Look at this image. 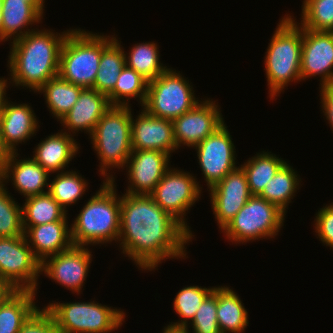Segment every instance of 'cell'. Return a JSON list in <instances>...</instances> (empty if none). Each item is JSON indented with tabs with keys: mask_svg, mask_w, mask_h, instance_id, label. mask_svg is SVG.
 <instances>
[{
	"mask_svg": "<svg viewBox=\"0 0 333 333\" xmlns=\"http://www.w3.org/2000/svg\"><path fill=\"white\" fill-rule=\"evenodd\" d=\"M41 262L35 257L25 235L0 237V279L13 290L37 291Z\"/></svg>",
	"mask_w": 333,
	"mask_h": 333,
	"instance_id": "obj_10",
	"label": "cell"
},
{
	"mask_svg": "<svg viewBox=\"0 0 333 333\" xmlns=\"http://www.w3.org/2000/svg\"><path fill=\"white\" fill-rule=\"evenodd\" d=\"M1 25H2V20H1V11H0V42H1Z\"/></svg>",
	"mask_w": 333,
	"mask_h": 333,
	"instance_id": "obj_47",
	"label": "cell"
},
{
	"mask_svg": "<svg viewBox=\"0 0 333 333\" xmlns=\"http://www.w3.org/2000/svg\"><path fill=\"white\" fill-rule=\"evenodd\" d=\"M148 82L134 69L125 66L118 77L115 88L107 96L109 103L111 106H129L130 99L138 98L143 106L146 100Z\"/></svg>",
	"mask_w": 333,
	"mask_h": 333,
	"instance_id": "obj_33",
	"label": "cell"
},
{
	"mask_svg": "<svg viewBox=\"0 0 333 333\" xmlns=\"http://www.w3.org/2000/svg\"><path fill=\"white\" fill-rule=\"evenodd\" d=\"M158 44L143 42L133 45L129 55L125 54L126 66L134 69L146 80L150 81L160 76L168 67L160 61Z\"/></svg>",
	"mask_w": 333,
	"mask_h": 333,
	"instance_id": "obj_32",
	"label": "cell"
},
{
	"mask_svg": "<svg viewBox=\"0 0 333 333\" xmlns=\"http://www.w3.org/2000/svg\"><path fill=\"white\" fill-rule=\"evenodd\" d=\"M170 155L158 150H132L128 158L126 194L150 195L170 168Z\"/></svg>",
	"mask_w": 333,
	"mask_h": 333,
	"instance_id": "obj_17",
	"label": "cell"
},
{
	"mask_svg": "<svg viewBox=\"0 0 333 333\" xmlns=\"http://www.w3.org/2000/svg\"><path fill=\"white\" fill-rule=\"evenodd\" d=\"M296 174L292 166L286 162L258 196L276 205L286 213L291 199L295 197L297 189L300 188L299 183L301 178Z\"/></svg>",
	"mask_w": 333,
	"mask_h": 333,
	"instance_id": "obj_30",
	"label": "cell"
},
{
	"mask_svg": "<svg viewBox=\"0 0 333 333\" xmlns=\"http://www.w3.org/2000/svg\"><path fill=\"white\" fill-rule=\"evenodd\" d=\"M3 182H0V237L24 235L22 207L10 196Z\"/></svg>",
	"mask_w": 333,
	"mask_h": 333,
	"instance_id": "obj_37",
	"label": "cell"
},
{
	"mask_svg": "<svg viewBox=\"0 0 333 333\" xmlns=\"http://www.w3.org/2000/svg\"><path fill=\"white\" fill-rule=\"evenodd\" d=\"M285 213L258 195H252L234 218L222 229L231 242L274 238L284 226Z\"/></svg>",
	"mask_w": 333,
	"mask_h": 333,
	"instance_id": "obj_8",
	"label": "cell"
},
{
	"mask_svg": "<svg viewBox=\"0 0 333 333\" xmlns=\"http://www.w3.org/2000/svg\"><path fill=\"white\" fill-rule=\"evenodd\" d=\"M315 216V232L320 241L333 249V203L320 208Z\"/></svg>",
	"mask_w": 333,
	"mask_h": 333,
	"instance_id": "obj_40",
	"label": "cell"
},
{
	"mask_svg": "<svg viewBox=\"0 0 333 333\" xmlns=\"http://www.w3.org/2000/svg\"><path fill=\"white\" fill-rule=\"evenodd\" d=\"M210 202L217 225L222 230L251 198L246 173L241 166L209 188Z\"/></svg>",
	"mask_w": 333,
	"mask_h": 333,
	"instance_id": "obj_15",
	"label": "cell"
},
{
	"mask_svg": "<svg viewBox=\"0 0 333 333\" xmlns=\"http://www.w3.org/2000/svg\"><path fill=\"white\" fill-rule=\"evenodd\" d=\"M71 132L52 134L42 140L34 149L33 159L50 174L65 171L66 166L78 153L79 144Z\"/></svg>",
	"mask_w": 333,
	"mask_h": 333,
	"instance_id": "obj_24",
	"label": "cell"
},
{
	"mask_svg": "<svg viewBox=\"0 0 333 333\" xmlns=\"http://www.w3.org/2000/svg\"><path fill=\"white\" fill-rule=\"evenodd\" d=\"M13 291V289L3 280L0 279V304Z\"/></svg>",
	"mask_w": 333,
	"mask_h": 333,
	"instance_id": "obj_44",
	"label": "cell"
},
{
	"mask_svg": "<svg viewBox=\"0 0 333 333\" xmlns=\"http://www.w3.org/2000/svg\"><path fill=\"white\" fill-rule=\"evenodd\" d=\"M213 99L197 103L190 111L172 120L173 136L177 148L195 147L223 123L219 106Z\"/></svg>",
	"mask_w": 333,
	"mask_h": 333,
	"instance_id": "obj_13",
	"label": "cell"
},
{
	"mask_svg": "<svg viewBox=\"0 0 333 333\" xmlns=\"http://www.w3.org/2000/svg\"><path fill=\"white\" fill-rule=\"evenodd\" d=\"M17 153L18 151L11 154L1 182L8 183L12 179L15 190L25 198L48 192L50 173L33 158L18 160ZM45 186L47 191L44 190Z\"/></svg>",
	"mask_w": 333,
	"mask_h": 333,
	"instance_id": "obj_23",
	"label": "cell"
},
{
	"mask_svg": "<svg viewBox=\"0 0 333 333\" xmlns=\"http://www.w3.org/2000/svg\"><path fill=\"white\" fill-rule=\"evenodd\" d=\"M321 77V87L333 83V31L303 28L301 81Z\"/></svg>",
	"mask_w": 333,
	"mask_h": 333,
	"instance_id": "obj_16",
	"label": "cell"
},
{
	"mask_svg": "<svg viewBox=\"0 0 333 333\" xmlns=\"http://www.w3.org/2000/svg\"><path fill=\"white\" fill-rule=\"evenodd\" d=\"M189 324L193 333H221L217 321V287L202 302Z\"/></svg>",
	"mask_w": 333,
	"mask_h": 333,
	"instance_id": "obj_38",
	"label": "cell"
},
{
	"mask_svg": "<svg viewBox=\"0 0 333 333\" xmlns=\"http://www.w3.org/2000/svg\"><path fill=\"white\" fill-rule=\"evenodd\" d=\"M195 176L183 170L171 167L157 183L154 191L150 194L158 206L176 219L191 235L187 225L186 211L198 200L201 195L199 182Z\"/></svg>",
	"mask_w": 333,
	"mask_h": 333,
	"instance_id": "obj_11",
	"label": "cell"
},
{
	"mask_svg": "<svg viewBox=\"0 0 333 333\" xmlns=\"http://www.w3.org/2000/svg\"><path fill=\"white\" fill-rule=\"evenodd\" d=\"M286 163L282 158L271 152L262 151L247 162L240 165L246 173L248 186L252 195H259L266 184L276 175Z\"/></svg>",
	"mask_w": 333,
	"mask_h": 333,
	"instance_id": "obj_31",
	"label": "cell"
},
{
	"mask_svg": "<svg viewBox=\"0 0 333 333\" xmlns=\"http://www.w3.org/2000/svg\"><path fill=\"white\" fill-rule=\"evenodd\" d=\"M44 3L26 2L25 0H0L1 42L8 39L14 42L32 31L28 26L41 22Z\"/></svg>",
	"mask_w": 333,
	"mask_h": 333,
	"instance_id": "obj_21",
	"label": "cell"
},
{
	"mask_svg": "<svg viewBox=\"0 0 333 333\" xmlns=\"http://www.w3.org/2000/svg\"><path fill=\"white\" fill-rule=\"evenodd\" d=\"M92 252L83 246H72L70 249L46 258L41 263V274L79 294L85 284ZM84 283V284H83Z\"/></svg>",
	"mask_w": 333,
	"mask_h": 333,
	"instance_id": "obj_14",
	"label": "cell"
},
{
	"mask_svg": "<svg viewBox=\"0 0 333 333\" xmlns=\"http://www.w3.org/2000/svg\"><path fill=\"white\" fill-rule=\"evenodd\" d=\"M49 303L45 308L53 316L59 333H108L125 322V313L94 301Z\"/></svg>",
	"mask_w": 333,
	"mask_h": 333,
	"instance_id": "obj_7",
	"label": "cell"
},
{
	"mask_svg": "<svg viewBox=\"0 0 333 333\" xmlns=\"http://www.w3.org/2000/svg\"><path fill=\"white\" fill-rule=\"evenodd\" d=\"M120 43L114 35L110 37L102 34V55L94 89L106 96L113 91L122 69L126 66V52Z\"/></svg>",
	"mask_w": 333,
	"mask_h": 333,
	"instance_id": "obj_25",
	"label": "cell"
},
{
	"mask_svg": "<svg viewBox=\"0 0 333 333\" xmlns=\"http://www.w3.org/2000/svg\"><path fill=\"white\" fill-rule=\"evenodd\" d=\"M61 33L32 29L22 38L10 42L8 56L10 79L14 86L37 92L51 78L58 76L62 44L71 31Z\"/></svg>",
	"mask_w": 333,
	"mask_h": 333,
	"instance_id": "obj_2",
	"label": "cell"
},
{
	"mask_svg": "<svg viewBox=\"0 0 333 333\" xmlns=\"http://www.w3.org/2000/svg\"><path fill=\"white\" fill-rule=\"evenodd\" d=\"M195 149L208 189L237 168L235 145L225 123L196 145Z\"/></svg>",
	"mask_w": 333,
	"mask_h": 333,
	"instance_id": "obj_12",
	"label": "cell"
},
{
	"mask_svg": "<svg viewBox=\"0 0 333 333\" xmlns=\"http://www.w3.org/2000/svg\"><path fill=\"white\" fill-rule=\"evenodd\" d=\"M192 88L180 71L167 68L156 79L148 82L142 108L152 116L173 120L200 102Z\"/></svg>",
	"mask_w": 333,
	"mask_h": 333,
	"instance_id": "obj_9",
	"label": "cell"
},
{
	"mask_svg": "<svg viewBox=\"0 0 333 333\" xmlns=\"http://www.w3.org/2000/svg\"><path fill=\"white\" fill-rule=\"evenodd\" d=\"M18 333H59L55 320L44 307H38L24 322Z\"/></svg>",
	"mask_w": 333,
	"mask_h": 333,
	"instance_id": "obj_39",
	"label": "cell"
},
{
	"mask_svg": "<svg viewBox=\"0 0 333 333\" xmlns=\"http://www.w3.org/2000/svg\"><path fill=\"white\" fill-rule=\"evenodd\" d=\"M79 173L73 170L57 173L49 182L48 193L67 212V206L76 203L88 187V182Z\"/></svg>",
	"mask_w": 333,
	"mask_h": 333,
	"instance_id": "obj_34",
	"label": "cell"
},
{
	"mask_svg": "<svg viewBox=\"0 0 333 333\" xmlns=\"http://www.w3.org/2000/svg\"><path fill=\"white\" fill-rule=\"evenodd\" d=\"M217 321L221 333H242L248 326V312L230 287H217Z\"/></svg>",
	"mask_w": 333,
	"mask_h": 333,
	"instance_id": "obj_27",
	"label": "cell"
},
{
	"mask_svg": "<svg viewBox=\"0 0 333 333\" xmlns=\"http://www.w3.org/2000/svg\"><path fill=\"white\" fill-rule=\"evenodd\" d=\"M115 184L104 180L100 189L86 202L72 226L70 225L74 246L118 242L121 197L117 196Z\"/></svg>",
	"mask_w": 333,
	"mask_h": 333,
	"instance_id": "obj_3",
	"label": "cell"
},
{
	"mask_svg": "<svg viewBox=\"0 0 333 333\" xmlns=\"http://www.w3.org/2000/svg\"><path fill=\"white\" fill-rule=\"evenodd\" d=\"M35 291L13 290L0 304V333H18L24 322L38 308Z\"/></svg>",
	"mask_w": 333,
	"mask_h": 333,
	"instance_id": "obj_26",
	"label": "cell"
},
{
	"mask_svg": "<svg viewBox=\"0 0 333 333\" xmlns=\"http://www.w3.org/2000/svg\"><path fill=\"white\" fill-rule=\"evenodd\" d=\"M320 90V99H321V104L322 112L324 113L326 120H328L332 131H333V83L329 85H325L322 87Z\"/></svg>",
	"mask_w": 333,
	"mask_h": 333,
	"instance_id": "obj_41",
	"label": "cell"
},
{
	"mask_svg": "<svg viewBox=\"0 0 333 333\" xmlns=\"http://www.w3.org/2000/svg\"><path fill=\"white\" fill-rule=\"evenodd\" d=\"M7 82H8L7 79L0 78V114H1V112L3 110L4 103H5L6 99H7V98H5L6 94H7L6 93V88H8L7 86L9 84Z\"/></svg>",
	"mask_w": 333,
	"mask_h": 333,
	"instance_id": "obj_43",
	"label": "cell"
},
{
	"mask_svg": "<svg viewBox=\"0 0 333 333\" xmlns=\"http://www.w3.org/2000/svg\"><path fill=\"white\" fill-rule=\"evenodd\" d=\"M102 55V35L72 29L61 52L58 75L82 88H93Z\"/></svg>",
	"mask_w": 333,
	"mask_h": 333,
	"instance_id": "obj_6",
	"label": "cell"
},
{
	"mask_svg": "<svg viewBox=\"0 0 333 333\" xmlns=\"http://www.w3.org/2000/svg\"><path fill=\"white\" fill-rule=\"evenodd\" d=\"M24 235L35 257L41 263L46 258L73 246L68 220L31 226L24 232Z\"/></svg>",
	"mask_w": 333,
	"mask_h": 333,
	"instance_id": "obj_22",
	"label": "cell"
},
{
	"mask_svg": "<svg viewBox=\"0 0 333 333\" xmlns=\"http://www.w3.org/2000/svg\"><path fill=\"white\" fill-rule=\"evenodd\" d=\"M84 88L62 79L59 75L51 78L37 92L43 93L47 107L58 121L74 106Z\"/></svg>",
	"mask_w": 333,
	"mask_h": 333,
	"instance_id": "obj_29",
	"label": "cell"
},
{
	"mask_svg": "<svg viewBox=\"0 0 333 333\" xmlns=\"http://www.w3.org/2000/svg\"><path fill=\"white\" fill-rule=\"evenodd\" d=\"M130 107L111 106L97 122L90 135L93 149L101 161L99 172L105 181L115 182L108 169H124L132 152Z\"/></svg>",
	"mask_w": 333,
	"mask_h": 333,
	"instance_id": "obj_5",
	"label": "cell"
},
{
	"mask_svg": "<svg viewBox=\"0 0 333 333\" xmlns=\"http://www.w3.org/2000/svg\"><path fill=\"white\" fill-rule=\"evenodd\" d=\"M38 125L34 110L28 104H16L6 99L0 114V136L11 152L16 146L36 135Z\"/></svg>",
	"mask_w": 333,
	"mask_h": 333,
	"instance_id": "obj_19",
	"label": "cell"
},
{
	"mask_svg": "<svg viewBox=\"0 0 333 333\" xmlns=\"http://www.w3.org/2000/svg\"><path fill=\"white\" fill-rule=\"evenodd\" d=\"M11 154V150L6 146L3 138L0 136V182L3 179Z\"/></svg>",
	"mask_w": 333,
	"mask_h": 333,
	"instance_id": "obj_42",
	"label": "cell"
},
{
	"mask_svg": "<svg viewBox=\"0 0 333 333\" xmlns=\"http://www.w3.org/2000/svg\"><path fill=\"white\" fill-rule=\"evenodd\" d=\"M110 107L106 95L93 88H84L71 110L59 121L67 128L63 130L73 132V136L82 130L91 135L97 122Z\"/></svg>",
	"mask_w": 333,
	"mask_h": 333,
	"instance_id": "obj_20",
	"label": "cell"
},
{
	"mask_svg": "<svg viewBox=\"0 0 333 333\" xmlns=\"http://www.w3.org/2000/svg\"><path fill=\"white\" fill-rule=\"evenodd\" d=\"M288 15L280 20L265 52L270 100L284 91L287 84L301 81L303 28Z\"/></svg>",
	"mask_w": 333,
	"mask_h": 333,
	"instance_id": "obj_4",
	"label": "cell"
},
{
	"mask_svg": "<svg viewBox=\"0 0 333 333\" xmlns=\"http://www.w3.org/2000/svg\"><path fill=\"white\" fill-rule=\"evenodd\" d=\"M136 117L131 115L132 150H158L171 156L178 149L172 120L152 116L144 109Z\"/></svg>",
	"mask_w": 333,
	"mask_h": 333,
	"instance_id": "obj_18",
	"label": "cell"
},
{
	"mask_svg": "<svg viewBox=\"0 0 333 333\" xmlns=\"http://www.w3.org/2000/svg\"><path fill=\"white\" fill-rule=\"evenodd\" d=\"M214 288H202L201 286L193 285L178 291L174 298L173 307L175 312L181 317V321L172 322L170 325L186 327L188 330V322L192 321L198 308Z\"/></svg>",
	"mask_w": 333,
	"mask_h": 333,
	"instance_id": "obj_35",
	"label": "cell"
},
{
	"mask_svg": "<svg viewBox=\"0 0 333 333\" xmlns=\"http://www.w3.org/2000/svg\"><path fill=\"white\" fill-rule=\"evenodd\" d=\"M163 333H189L186 327L167 325L164 327Z\"/></svg>",
	"mask_w": 333,
	"mask_h": 333,
	"instance_id": "obj_45",
	"label": "cell"
},
{
	"mask_svg": "<svg viewBox=\"0 0 333 333\" xmlns=\"http://www.w3.org/2000/svg\"><path fill=\"white\" fill-rule=\"evenodd\" d=\"M24 203L22 206L24 232L31 226L68 219V213L48 192L25 198Z\"/></svg>",
	"mask_w": 333,
	"mask_h": 333,
	"instance_id": "obj_28",
	"label": "cell"
},
{
	"mask_svg": "<svg viewBox=\"0 0 333 333\" xmlns=\"http://www.w3.org/2000/svg\"><path fill=\"white\" fill-rule=\"evenodd\" d=\"M26 2H44V0H25Z\"/></svg>",
	"mask_w": 333,
	"mask_h": 333,
	"instance_id": "obj_46",
	"label": "cell"
},
{
	"mask_svg": "<svg viewBox=\"0 0 333 333\" xmlns=\"http://www.w3.org/2000/svg\"><path fill=\"white\" fill-rule=\"evenodd\" d=\"M302 28L314 31H333V0H304Z\"/></svg>",
	"mask_w": 333,
	"mask_h": 333,
	"instance_id": "obj_36",
	"label": "cell"
},
{
	"mask_svg": "<svg viewBox=\"0 0 333 333\" xmlns=\"http://www.w3.org/2000/svg\"><path fill=\"white\" fill-rule=\"evenodd\" d=\"M192 236L150 195L122 194L118 243L140 270L154 271L165 259H184Z\"/></svg>",
	"mask_w": 333,
	"mask_h": 333,
	"instance_id": "obj_1",
	"label": "cell"
}]
</instances>
